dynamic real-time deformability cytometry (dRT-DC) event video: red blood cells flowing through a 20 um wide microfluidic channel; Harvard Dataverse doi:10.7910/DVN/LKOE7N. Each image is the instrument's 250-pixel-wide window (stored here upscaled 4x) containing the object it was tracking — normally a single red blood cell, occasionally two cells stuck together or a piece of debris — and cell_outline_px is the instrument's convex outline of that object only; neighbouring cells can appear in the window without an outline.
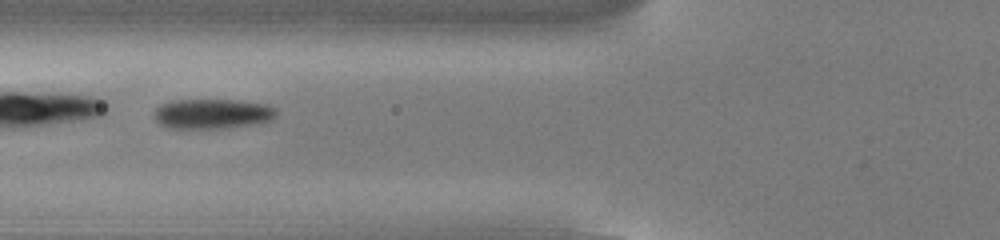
{"species": "common noctule bat (a hibernating species)", "species_latin": "Nyctalus noctula", "temperature_condition": "cold", "stored_images_in_passage": 37, "camera_frame_rate_fps": 3000, "um_per_image_px": 0.085, "animal": {"sex": "male", "body_mass_g": 13.0, "forearm_length_mm": 53.1}, "frame": {"image": 1, "passage_image": 6, "time_ms": 1.667, "image_size_px": [1000, 240], "cell_outline_px": [[276, 116], [272, 120], [224, 128], [168, 128], [160, 124], [156, 120], [152, 112], [160, 104], [172, 100], [240, 100], [264, 104], [276, 108]], "centroid_in_image_um": [18.0, 9.66], "position_along_channel_um": 107.8, "area_um2": 21.27}}
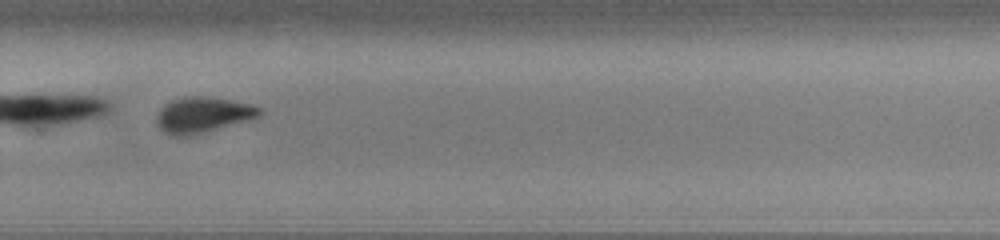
{"frame": {"image": 2, "passage_image": 22, "time_ms": 7.0, "image_size_px": [1000, 240], "cell_outline_px": [[264, 112], [260, 116], [248, 120], [184, 136], [172, 136], [164, 132], [156, 124], [156, 116], [164, 104], [172, 100], [184, 96], [204, 96], [232, 100], [248, 104], [260, 108]], "centroid_in_image_um": [17.2, 9.74], "position_along_channel_um": 312.6, "area_um2": 21.04}, "authors_computed_cell_mechanics": {"area_um2": 21.7906, "velocity_mm_per_s": 3.8502, "shape_relaxation_time_tau1_ms": 2.8486, "shape_relaxation_time_tau2_ms": 3.3698, "deformation_change_tau1": 0.1224, "deformation_change_tau2": 0.0676}}